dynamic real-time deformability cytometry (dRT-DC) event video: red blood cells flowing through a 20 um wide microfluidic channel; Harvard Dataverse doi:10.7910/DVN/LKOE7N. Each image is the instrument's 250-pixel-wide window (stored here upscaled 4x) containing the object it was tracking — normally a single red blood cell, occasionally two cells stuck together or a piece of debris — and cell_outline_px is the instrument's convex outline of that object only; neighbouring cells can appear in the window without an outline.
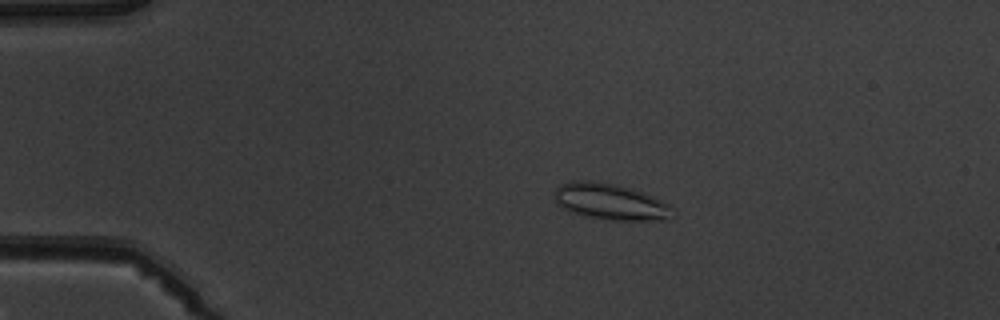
{"species": "common noctule bat (a hibernating species)", "species_latin": "Nyctalus noctula", "temperature_condition": "warm", "stored_images_in_passage": 6, "camera_frame_rate_fps": 3000, "um_per_image_px": 0.085, "animal": {"sex": "male", "body_mass_g": 19.5, "forearm_length_mm": 54.6}, "frame": {"image": 1, "passage_image": 4, "time_ms": 3.333, "image_size_px": [1000, 320], "cell_outline_px": [[672, 216], [668, 220], [612, 220], [584, 216], [568, 212], [560, 208], [556, 204], [556, 188], [560, 184], [572, 180], [588, 180], [616, 184], [632, 188], [644, 192], [668, 204], [672, 208]], "centroid_in_image_um": [51.85, 17.14], "position_along_channel_um": 33.2, "area_um2": 25.2}}
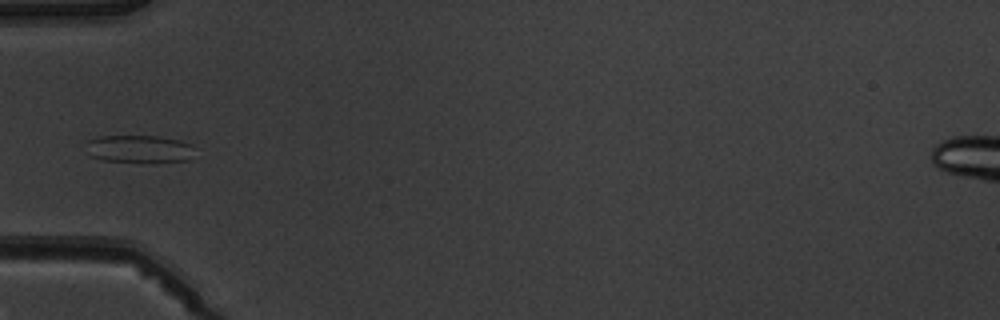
{"frame": {"image": 2, "passage_image": 6, "time_ms": 5.667, "image_size_px": [1000, 320], "cell_outline_px": [[192, 144], [188, 160], [104, 160], [92, 156], [88, 140], [100, 136], [160, 136], [180, 140]], "centroid_in_image_um": [11.84, 12.6], "position_along_channel_um": 73.2, "area_um2": 16.3}}